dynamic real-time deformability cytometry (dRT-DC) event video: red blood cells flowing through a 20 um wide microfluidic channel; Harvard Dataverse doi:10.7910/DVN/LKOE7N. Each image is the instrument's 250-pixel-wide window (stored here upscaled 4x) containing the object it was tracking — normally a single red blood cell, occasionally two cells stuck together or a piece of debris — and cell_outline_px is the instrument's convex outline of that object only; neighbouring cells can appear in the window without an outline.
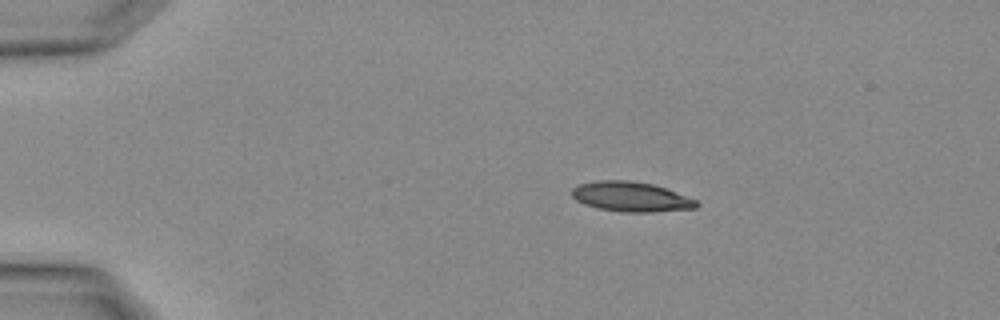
{"species": "Egyptian fruit bat (a non-hibernating species)", "species_latin": "Rousettus aegyptiacus", "temperature_condition": "warm", "stored_images_in_passage": 2, "camera_frame_rate_fps": 3000, "um_per_image_px": 0.085, "animal": {"sex": "female"}, "frame": {"image": 1, "passage_image": 1, "time_ms": 0.0, "image_size_px": [1000, 320], "cell_outline_px": [[700, 204], [696, 208], [652, 212], [620, 212], [600, 208], [584, 204], [576, 200], [572, 196], [572, 188], [580, 184], [596, 180], [628, 180], [652, 184], [664, 188], [696, 200]], "centroid_in_image_um": [53.61, 16.72], "position_along_channel_um": 31.4, "area_um2": 21.5}}